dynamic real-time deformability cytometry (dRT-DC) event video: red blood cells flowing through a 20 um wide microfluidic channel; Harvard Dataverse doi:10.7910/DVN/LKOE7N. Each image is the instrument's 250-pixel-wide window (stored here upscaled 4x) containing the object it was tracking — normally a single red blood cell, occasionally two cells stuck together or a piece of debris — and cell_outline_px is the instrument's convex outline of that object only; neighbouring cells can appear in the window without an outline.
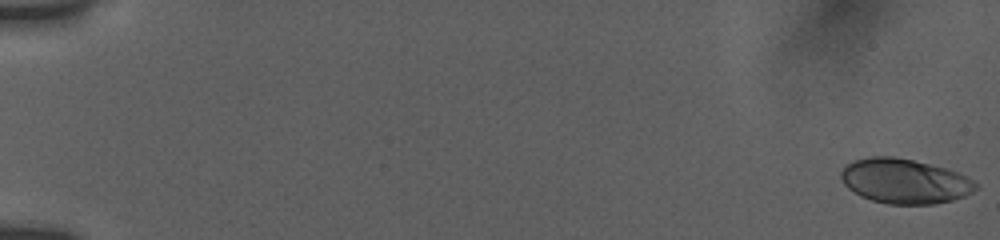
{"species": "human", "species_latin": "Homo sapiens", "temperature_condition": "room temperature", "stored_images_in_passage": 16, "camera_frame_rate_fps": 3000, "um_per_image_px": 0.085, "donor": {"sex": "female"}, "frame": {"image": 1, "passage_image": 1, "time_ms": 0.0, "image_size_px": [1000, 240], "cell_outline_px": [[980, 188], [964, 196], [952, 200], [932, 204], [888, 204], [872, 200], [860, 196], [848, 188], [844, 184], [840, 176], [840, 172], [848, 164], [856, 160], [872, 156], [892, 156], [912, 160], [960, 172], [980, 184]], "centroid_in_image_um": [76.93, 15.4], "position_along_channel_um": 8.1, "area_um2": 35.14}}
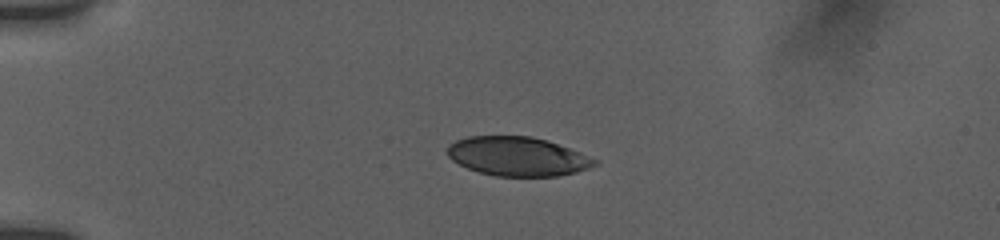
{"frame": {"image": 2, "passage_image": 10, "time_ms": 4.667, "image_size_px": [1000, 240], "cell_outline_px": [[600, 164], [576, 172], [556, 176], [496, 176], [480, 172], [468, 168], [452, 160], [448, 156], [448, 144], [456, 140], [468, 136], [532, 136], [580, 152], [600, 160]], "centroid_in_image_um": [44.01, 13.29], "position_along_channel_um": 41.0, "area_um2": 33.41}}
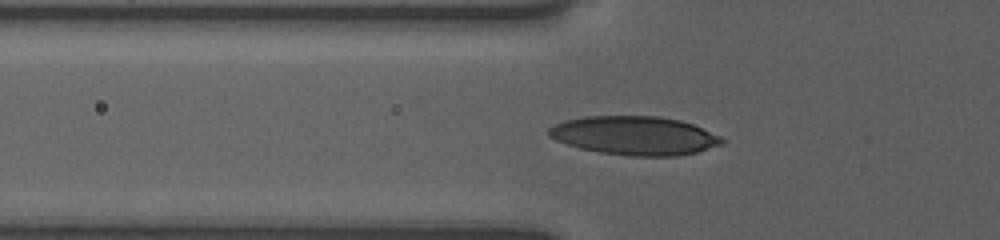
{"frame": {"image": 3, "passage_image": 14, "time_ms": 6.667, "image_size_px": [1000, 240], "cell_outline_px": [[724, 144], [696, 152], [676, 156], [628, 156], [600, 152], [580, 148], [556, 140], [548, 136], [548, 128], [564, 120], [584, 116], [656, 116], [680, 120], [692, 124], [720, 136], [724, 140]], "centroid_in_image_um": [53.93, 11.52], "position_along_channel_um": 71.9, "area_um2": 39.02}}